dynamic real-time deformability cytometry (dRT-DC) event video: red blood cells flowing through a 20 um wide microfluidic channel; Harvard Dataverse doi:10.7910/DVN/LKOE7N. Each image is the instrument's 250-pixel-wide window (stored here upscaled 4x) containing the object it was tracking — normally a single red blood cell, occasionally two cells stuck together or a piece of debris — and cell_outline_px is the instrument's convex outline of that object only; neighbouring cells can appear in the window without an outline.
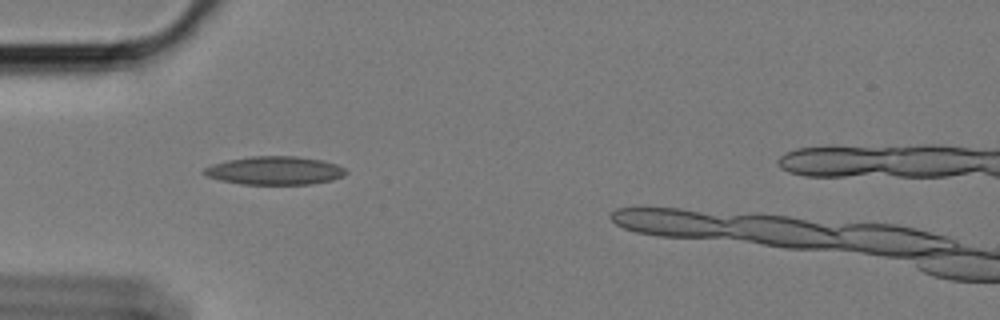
{"species": "Egyptian fruit bat (a non-hibernating species)", "species_latin": "Rousettus aegyptiacus", "temperature_condition": "cold", "stored_images_in_passage": 30, "camera_frame_rate_fps": 3000, "um_per_image_px": 0.085, "animal": {"sex": "female"}, "frame": {"image": 1, "passage_image": 6, "time_ms": 1.667, "image_size_px": [1000, 320], "cell_outline_px": [[348, 172], [344, 176], [332, 180], [308, 184], [240, 184], [220, 180], [208, 176], [200, 172], [204, 168], [212, 164], [228, 160], [252, 156], [296, 156], [324, 160], [336, 164], [344, 168]], "centroid_in_image_um": [23.36, 14.49], "position_along_channel_um": 61.6, "area_um2": 23.47}}
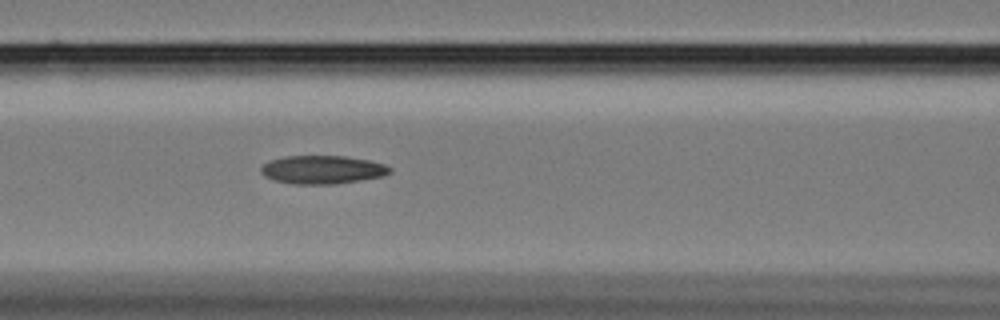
{"frame": {"image": 2, "passage_image": 13, "time_ms": 4.0, "image_size_px": [1000, 320], "cell_outline_px": [[392, 172], [384, 176], [360, 180], [332, 184], [296, 184], [276, 180], [264, 176], [260, 172], [260, 168], [268, 160], [284, 156], [344, 156], [368, 160], [384, 164], [392, 168]], "centroid_in_image_um": [27.4, 14.41], "position_along_channel_um": 139.2, "area_um2": 21.27}}
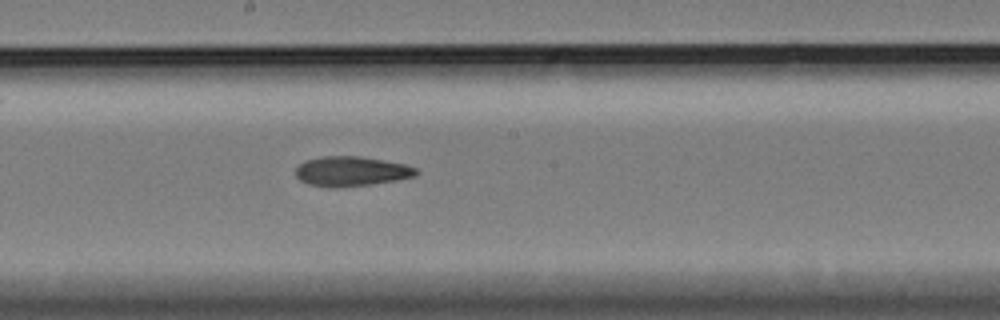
{"frame": {"image": 3, "passage_image": 20, "time_ms": 6.333, "image_size_px": [1000, 320], "cell_outline_px": [[420, 172], [416, 176], [396, 180], [368, 184], [336, 188], [328, 188], [308, 184], [300, 180], [296, 176], [296, 168], [304, 160], [320, 156], [360, 156], [384, 160], [404, 164], [416, 168]], "centroid_in_image_um": [29.84, 14.56], "position_along_channel_um": 218.4, "area_um2": 21.04}}